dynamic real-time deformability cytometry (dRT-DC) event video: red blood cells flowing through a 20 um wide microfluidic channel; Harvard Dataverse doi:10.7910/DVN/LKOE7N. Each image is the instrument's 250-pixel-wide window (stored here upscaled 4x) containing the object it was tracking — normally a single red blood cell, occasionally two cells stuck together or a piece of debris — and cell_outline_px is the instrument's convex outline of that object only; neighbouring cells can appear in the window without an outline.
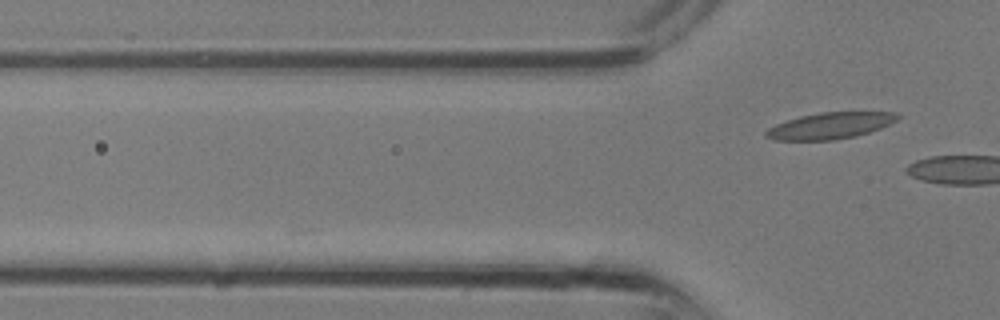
{"species": "common noctule bat (a hibernating species)", "species_latin": "Nyctalus noctula", "temperature_condition": "room temperature", "stored_images_in_passage": 5, "camera_frame_rate_fps": 3000, "um_per_image_px": 0.085, "animal": {"sex": "male", "body_mass_g": 13.3}, "frame": {"image": 1, "passage_image": 5, "time_ms": 1.333, "image_size_px": [1000, 320], "cell_outline_px": [[904, 116], [880, 128], [856, 136], [836, 140], [772, 140], [764, 136], [764, 132], [768, 128], [776, 124], [800, 116], [820, 112], [896, 112]], "centroid_in_image_um": [70.56, 10.68], "position_along_channel_um": 55.2, "area_um2": 20.29}}